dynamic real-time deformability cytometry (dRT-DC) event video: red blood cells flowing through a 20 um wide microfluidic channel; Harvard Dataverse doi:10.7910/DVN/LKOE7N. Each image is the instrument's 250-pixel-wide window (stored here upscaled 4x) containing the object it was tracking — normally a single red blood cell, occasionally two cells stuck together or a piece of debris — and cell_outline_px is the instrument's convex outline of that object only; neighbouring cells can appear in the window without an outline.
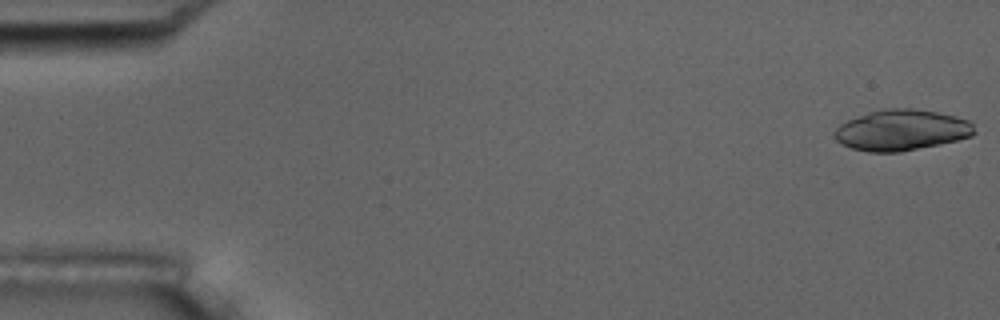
{"species": "common noctule bat (a hibernating species)", "species_latin": "Nyctalus noctula", "temperature_condition": "room temperature", "stored_images_in_passage": 19, "camera_frame_rate_fps": 3000, "um_per_image_px": 0.085, "animal": {"sex": "male", "body_mass_g": 17.5, "forearm_length_mm": 52.3}, "frame": {"image": 1, "passage_image": 1, "time_ms": 0.0, "image_size_px": [1000, 320], "cell_outline_px": [[976, 132], [972, 136], [940, 144], [900, 152], [868, 152], [852, 148], [836, 140], [832, 136], [832, 132], [840, 124], [848, 120], [868, 112], [884, 108], [912, 108], [936, 112], [956, 116], [968, 120], [972, 124]], "centroid_in_image_um": [76.61, 11.06], "position_along_channel_um": 8.4, "area_um2": 33.35}}